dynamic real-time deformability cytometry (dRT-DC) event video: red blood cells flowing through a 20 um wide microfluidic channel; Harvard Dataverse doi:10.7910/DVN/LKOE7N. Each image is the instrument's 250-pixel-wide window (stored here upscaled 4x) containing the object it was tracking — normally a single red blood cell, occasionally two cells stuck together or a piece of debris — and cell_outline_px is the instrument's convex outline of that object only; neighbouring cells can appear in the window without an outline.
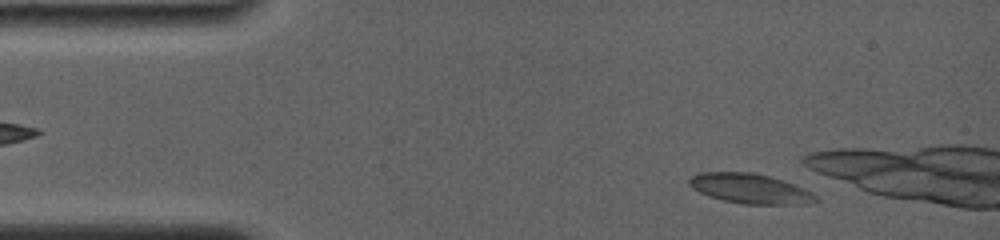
{"species": "common noctule bat (a hibernating species)", "species_latin": "Nyctalus noctula", "temperature_condition": "room temperature", "stored_images_in_passage": 11, "camera_frame_rate_fps": 4000, "um_per_image_px": 0.085, "animal": {"sex": "female", "body_mass_g": 19.0, "forearm_length_mm": 56.7}, "frame": {"image": 1, "passage_image": 1, "time_ms": 0.0, "image_size_px": [1000, 240], "cell_outline_px": [[820, 200], [808, 204], [744, 204], [724, 200], [708, 196], [692, 188], [688, 184], [688, 180], [692, 176], [700, 172], [752, 172], [784, 180], [796, 184], [812, 192]], "centroid_in_image_um": [63.79, 16.03], "position_along_channel_um": 21.2, "area_um2": 22.14}}
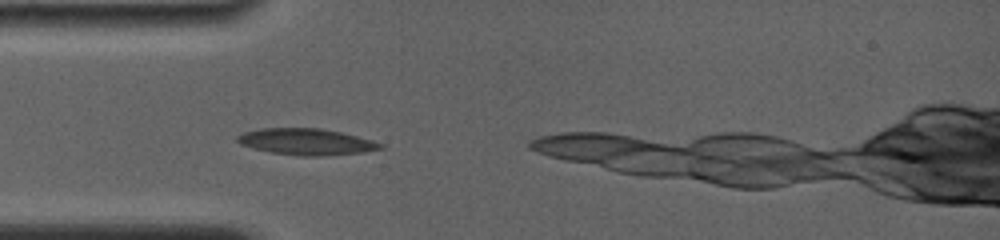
{"frame": {"image": 2, "passage_image": 7, "time_ms": 2.75, "image_size_px": [1000, 240], "cell_outline_px": [[384, 148], [364, 152], [320, 156], [300, 156], [272, 152], [240, 144], [236, 140], [236, 136], [244, 132], [260, 128], [320, 128], [340, 132], [372, 140], [384, 144]], "centroid_in_image_um": [26.05, 12.04], "position_along_channel_um": 58.9, "area_um2": 21.85}}